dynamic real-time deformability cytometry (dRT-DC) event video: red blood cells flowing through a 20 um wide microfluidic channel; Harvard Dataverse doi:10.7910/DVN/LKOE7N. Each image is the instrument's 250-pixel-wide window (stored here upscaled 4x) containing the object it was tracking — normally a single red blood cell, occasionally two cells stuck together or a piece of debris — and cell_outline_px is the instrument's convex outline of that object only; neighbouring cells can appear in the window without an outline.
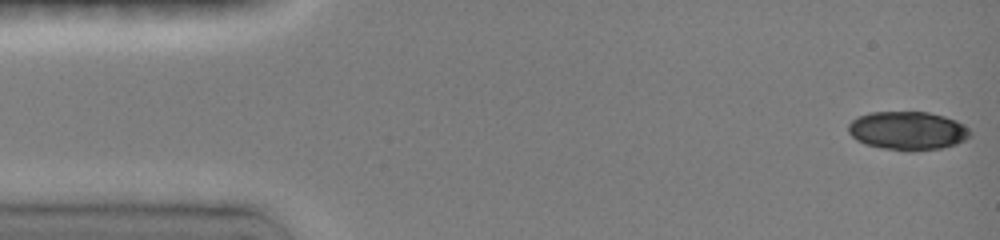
{"species": "common noctule bat (a hibernating species)", "species_latin": "Nyctalus noctula", "temperature_condition": "room temperature", "stored_images_in_passage": 16, "camera_frame_rate_fps": 3000, "um_per_image_px": 0.085, "animal": {"sex": "female", "body_mass_g": 19.0, "forearm_length_mm": 51.5}, "frame": {"image": 1, "passage_image": 1, "time_ms": 0.0, "image_size_px": [1000, 240], "cell_outline_px": [[972, 136], [956, 144], [940, 148], [912, 152], [908, 152], [880, 148], [864, 144], [856, 140], [848, 132], [848, 124], [856, 116], [868, 112], [928, 112], [944, 116], [956, 120], [968, 128], [972, 132]], "centroid_in_image_um": [77.13, 11.12], "position_along_channel_um": 7.9, "area_um2": 27.8}}
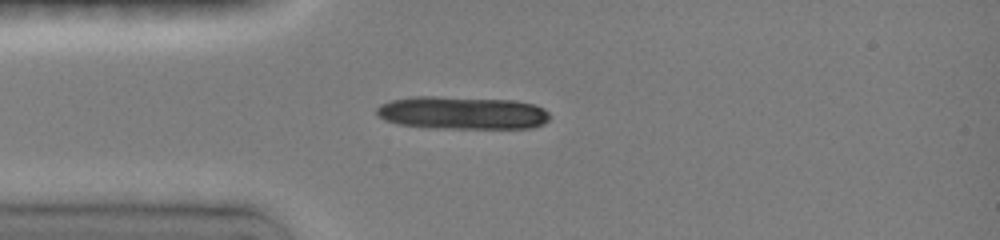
{"frame": {"image": 2, "passage_image": 12, "time_ms": 3.667, "image_size_px": [1000, 240], "cell_outline_px": [[548, 120], [544, 124], [532, 128], [432, 128], [400, 124], [384, 120], [376, 112], [376, 108], [380, 104], [392, 100], [412, 96], [432, 96], [516, 100], [536, 104], [544, 108], [548, 112]], "centroid_in_image_um": [39.31, 9.59], "position_along_channel_um": 45.7, "area_um2": 33.41}}